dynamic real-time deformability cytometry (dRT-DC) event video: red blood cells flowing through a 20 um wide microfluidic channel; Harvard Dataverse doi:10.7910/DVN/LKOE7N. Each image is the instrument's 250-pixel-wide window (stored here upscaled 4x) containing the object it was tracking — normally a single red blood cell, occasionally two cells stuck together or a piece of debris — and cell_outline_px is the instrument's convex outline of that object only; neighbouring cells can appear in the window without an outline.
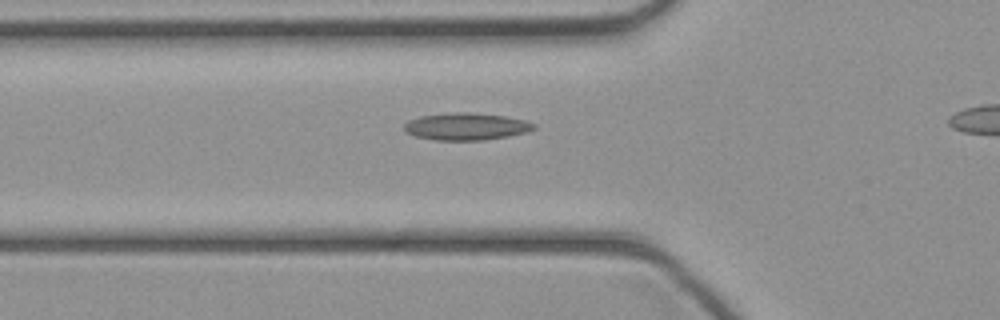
{"species": "common noctule bat (a hibernating species)", "species_latin": "Nyctalus noctula", "temperature_condition": "cold", "stored_images_in_passage": 30, "camera_frame_rate_fps": 3000, "um_per_image_px": 0.085, "animal": {"sex": "female", "body_mass_g": 21.9}, "frame": {"image": 1, "passage_image": 9, "time_ms": 2.667, "image_size_px": [1000, 320], "cell_outline_px": [[536, 128], [524, 132], [508, 136], [484, 140], [436, 140], [416, 136], [408, 132], [404, 128], [404, 124], [408, 120], [420, 116], [448, 112], [468, 112], [504, 116], [524, 120], [536, 124]], "centroid_in_image_um": [39.61, 10.74], "position_along_channel_um": 86.2, "area_um2": 20.4}}
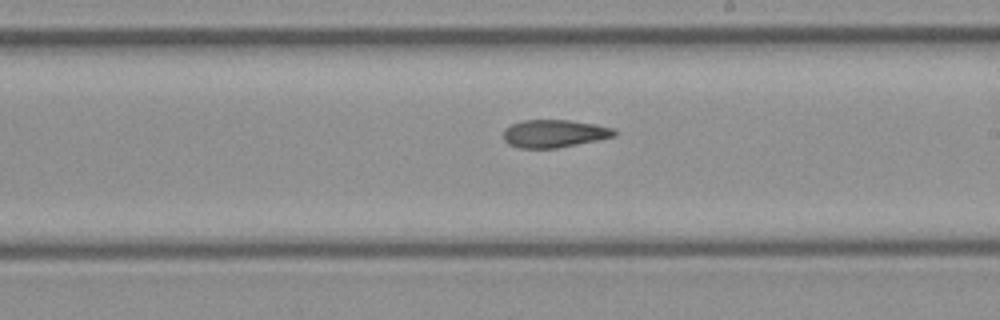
{"frame": {"image": 2, "passage_image": 19, "time_ms": 6.0, "image_size_px": [1000, 320], "cell_outline_px": [[616, 136], [556, 148], [520, 148], [508, 144], [504, 140], [504, 128], [512, 124], [524, 120], [568, 120], [596, 124], [612, 128], [616, 132]], "centroid_in_image_um": [47.09, 11.35], "position_along_channel_um": 241.9, "area_um2": 17.8}}
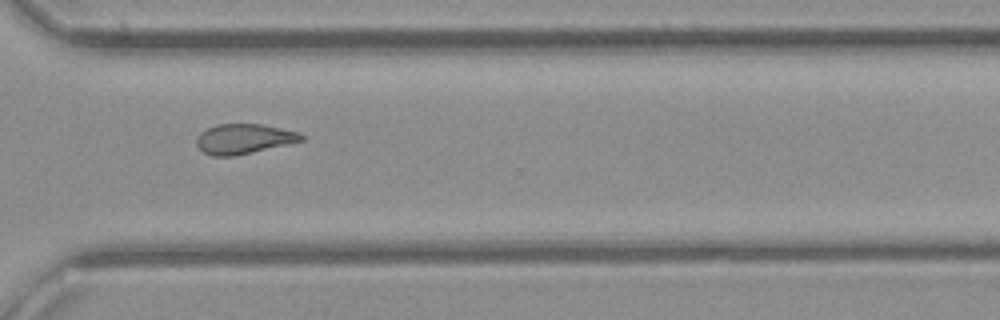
{"frame": {"image": 3, "passage_image": 26, "time_ms": 8.333, "image_size_px": [1000, 320], "cell_outline_px": [[304, 140], [252, 152], [232, 156], [212, 156], [204, 152], [196, 144], [196, 136], [200, 132], [216, 124], [260, 124], [300, 132], [304, 136]], "centroid_in_image_um": [20.7, 11.79], "position_along_channel_um": 349.9, "area_um2": 18.15}}